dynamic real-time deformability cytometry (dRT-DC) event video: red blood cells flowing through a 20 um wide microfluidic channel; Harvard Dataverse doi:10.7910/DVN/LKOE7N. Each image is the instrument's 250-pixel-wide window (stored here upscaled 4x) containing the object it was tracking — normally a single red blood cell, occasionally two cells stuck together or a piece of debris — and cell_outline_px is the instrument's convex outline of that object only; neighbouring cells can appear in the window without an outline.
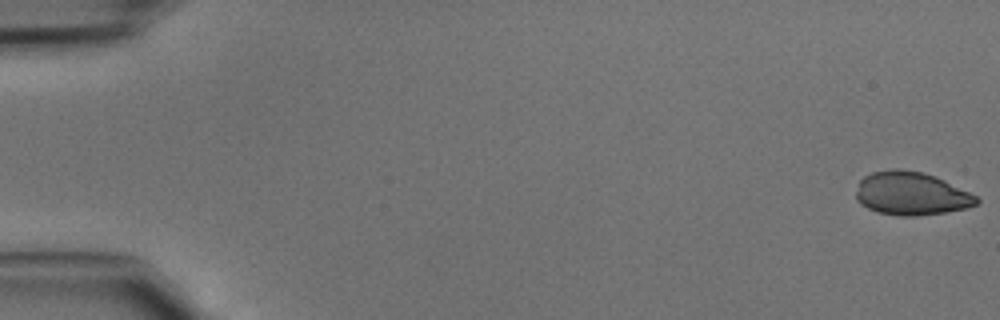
{"species": "common noctule bat (a hibernating species)", "species_latin": "Nyctalus noctula", "temperature_condition": "cold", "stored_images_in_passage": 46, "camera_frame_rate_fps": 3000, "um_per_image_px": 0.085, "animal": {"sex": "male", "body_mass_g": 15.6}, "frame": {"image": 1, "passage_image": 1, "time_ms": 0.0, "image_size_px": [1000, 320], "cell_outline_px": [[980, 200], [976, 204], [968, 208], [948, 212], [916, 216], [900, 216], [876, 212], [860, 204], [856, 200], [856, 192], [860, 180], [864, 176], [872, 172], [892, 168], [900, 168], [924, 172], [936, 176], [976, 196]], "centroid_in_image_um": [77.43, 16.45], "position_along_channel_um": 7.6, "area_um2": 30.63}}
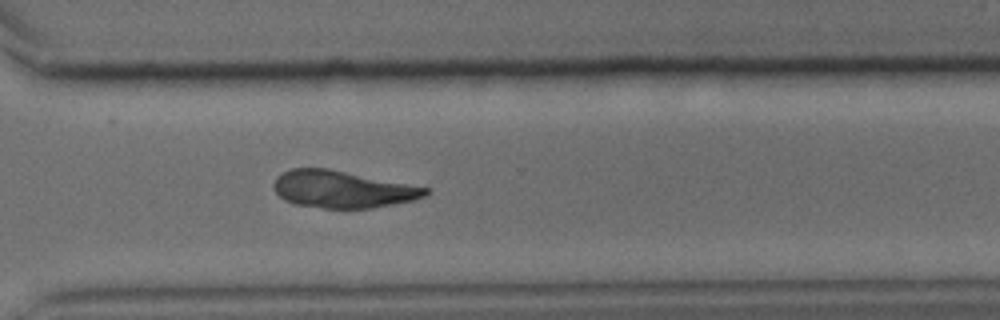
{"frame": {"image": 2, "passage_image": 34, "time_ms": 11.0, "image_size_px": [1000, 320], "cell_outline_px": [[432, 192], [428, 196], [412, 200], [372, 208], [324, 208], [296, 204], [284, 200], [276, 192], [272, 184], [276, 176], [292, 168], [328, 168], [432, 188]], "centroid_in_image_um": [29.15, 16.08], "position_along_channel_um": 341.4, "area_um2": 33.0}}
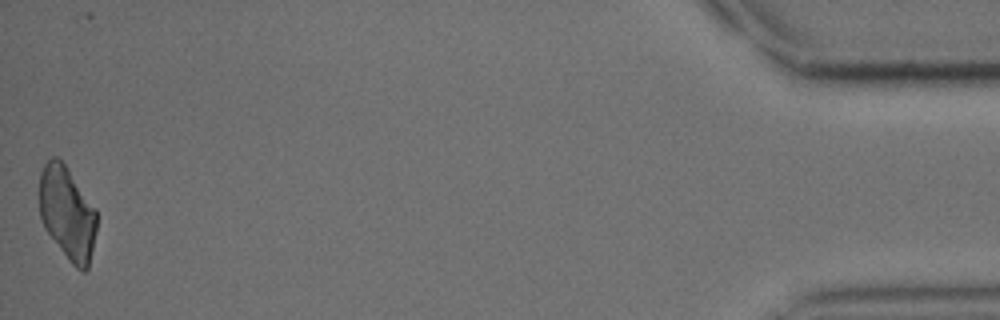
{"frame": {"image": 3, "passage_image": 46, "time_ms": 15.0, "image_size_px": [1000, 320], "cell_outline_px": [[96, 232], [88, 268], [84, 272], [76, 268], [68, 260], [44, 228], [40, 216], [40, 172], [44, 164], [52, 156], [56, 156], [64, 164], [96, 208]], "centroid_in_image_um": [5.72, 18.13], "position_along_channel_um": 429.5, "area_um2": 30.98}}